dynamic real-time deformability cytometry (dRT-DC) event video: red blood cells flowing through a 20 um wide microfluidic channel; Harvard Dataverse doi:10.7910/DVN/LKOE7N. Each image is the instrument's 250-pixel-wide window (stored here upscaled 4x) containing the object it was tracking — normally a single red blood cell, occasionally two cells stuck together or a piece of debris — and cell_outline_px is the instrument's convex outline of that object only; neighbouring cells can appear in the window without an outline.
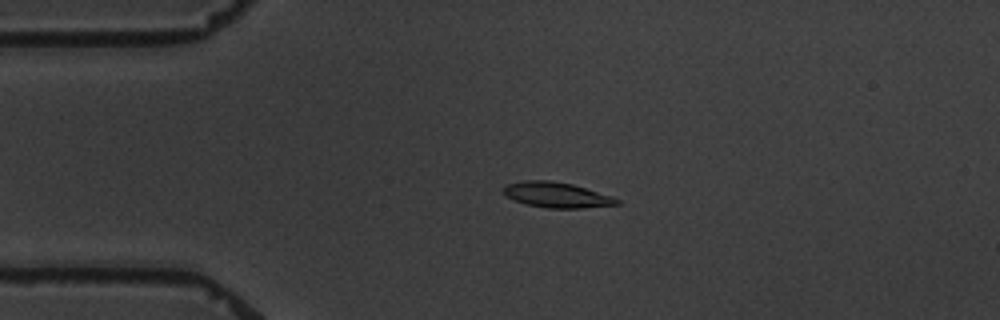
{"species": "common noctule bat (a hibernating species)", "species_latin": "Nyctalus noctula", "temperature_condition": "warm", "stored_images_in_passage": 4, "camera_frame_rate_fps": 3000, "um_per_image_px": 0.085, "animal": {"sex": "male", "body_mass_g": 19.5, "forearm_length_mm": 54.6}, "frame": {"image": 1, "passage_image": 3, "time_ms": 3.333, "image_size_px": [1000, 320], "cell_outline_px": [[620, 204], [580, 208], [548, 208], [528, 204], [504, 196], [504, 188], [508, 184], [524, 180], [548, 180], [572, 184], [612, 196], [620, 200]], "centroid_in_image_um": [47.33, 16.56], "position_along_channel_um": 37.7, "area_um2": 16.53}}